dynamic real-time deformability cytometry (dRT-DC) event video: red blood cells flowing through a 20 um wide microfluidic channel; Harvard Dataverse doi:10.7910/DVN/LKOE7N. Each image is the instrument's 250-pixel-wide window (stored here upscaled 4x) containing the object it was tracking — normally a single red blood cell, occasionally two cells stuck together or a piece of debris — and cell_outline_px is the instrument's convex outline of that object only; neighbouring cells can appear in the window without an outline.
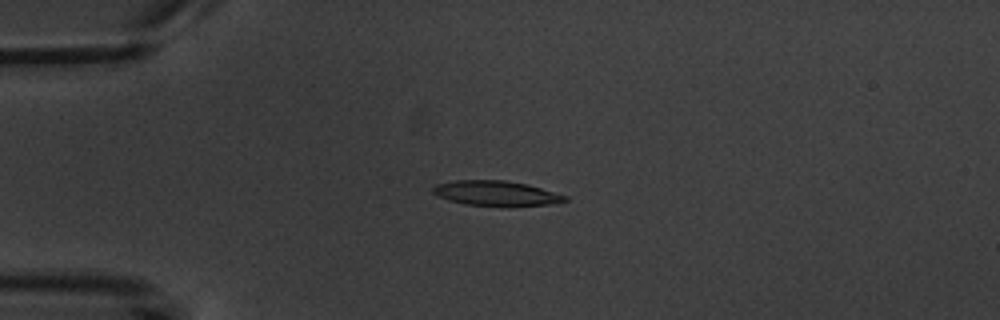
{"species": "common noctule bat (a hibernating species)", "species_latin": "Nyctalus noctula", "temperature_condition": "warm", "stored_images_in_passage": 15, "camera_frame_rate_fps": 3000, "um_per_image_px": 0.085, "animal": {"sex": "male", "body_mass_g": 20.1, "forearm_length_mm": 53.5}, "frame": {"image": 1, "passage_image": 4, "time_ms": 4.333, "image_size_px": [1000, 320], "cell_outline_px": [[568, 200], [548, 204], [464, 204], [448, 200], [436, 196], [432, 192], [432, 188], [436, 184], [456, 180], [504, 180], [528, 184], [568, 196]], "centroid_in_image_um": [42.1, 16.39], "position_along_channel_um": 42.9, "area_um2": 18.55}}
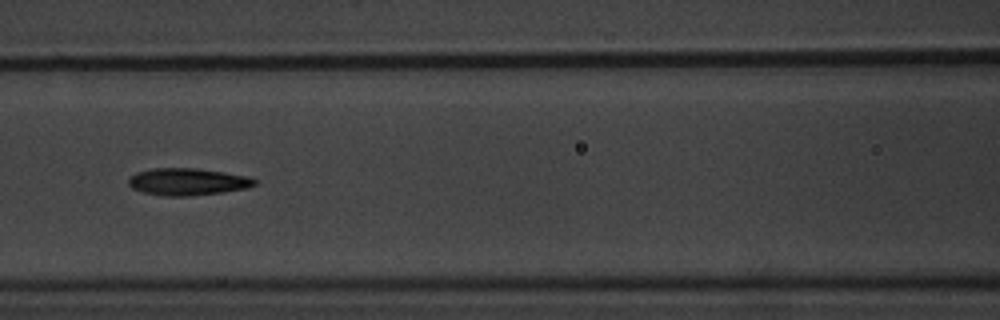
{"frame": {"image": 2, "passage_image": 7, "time_ms": 8.0, "image_size_px": [1000, 320], "cell_outline_px": [[256, 184], [248, 188], [224, 192], [188, 196], [164, 196], [144, 192], [132, 188], [128, 184], [128, 180], [136, 172], [152, 168], [196, 168], [224, 172], [248, 176], [256, 180]], "centroid_in_image_um": [15.96, 15.44], "position_along_channel_um": 150.6, "area_um2": 19.94}}
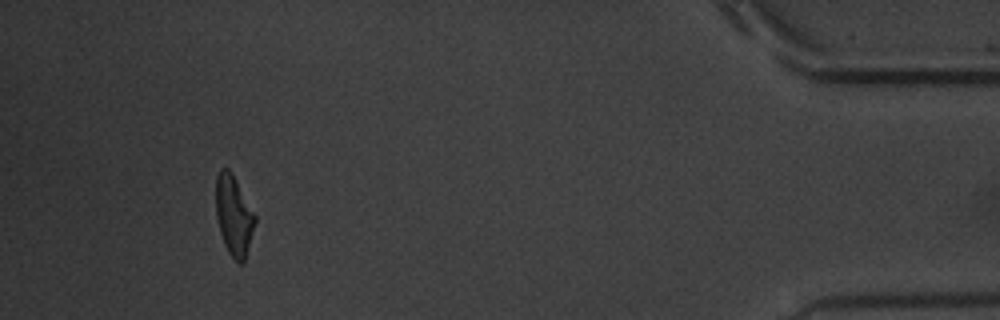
{"frame": {"image": 3, "passage_image": 14, "time_ms": 17.0, "image_size_px": [1000, 320], "cell_outline_px": [[256, 220], [244, 264], [236, 264], [228, 252], [224, 244], [220, 232], [216, 216], [216, 176], [220, 168], [228, 168], [232, 172], [256, 216]], "centroid_in_image_um": [19.87, 18.34], "position_along_channel_um": 415.3, "area_um2": 18.44}, "authors_computed_cell_mechanics": {"area_um2": 18.8428, "velocity_mm_per_s": 3.6281, "shape_relaxation_time_tau1_ms": 3.0338, "shape_relaxation_time_tau2_ms": 4.3098, "deformation_change_tau1": 0.1462, "deformation_change_tau2": 0.1323}}